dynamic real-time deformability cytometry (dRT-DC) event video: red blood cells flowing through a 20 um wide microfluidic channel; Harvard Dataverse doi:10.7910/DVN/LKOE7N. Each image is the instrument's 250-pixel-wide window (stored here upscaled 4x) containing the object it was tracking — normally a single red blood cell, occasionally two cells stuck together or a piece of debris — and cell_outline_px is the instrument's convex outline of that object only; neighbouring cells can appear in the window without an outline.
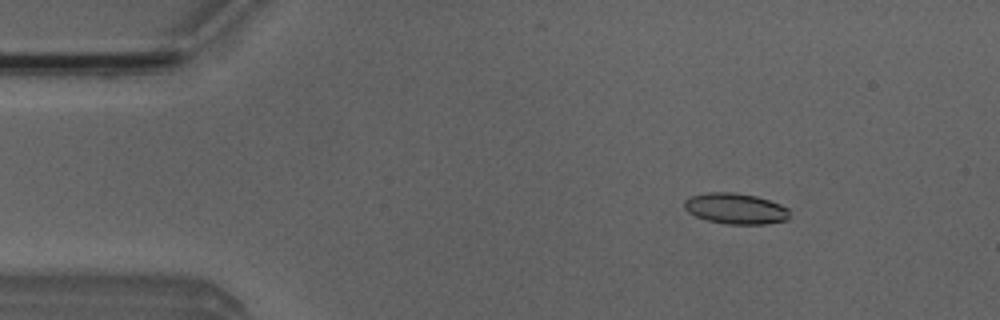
{"species": "Egyptian fruit bat (a non-hibernating species)", "species_latin": "Rousettus aegyptiacus", "temperature_condition": "room temperature", "stored_images_in_passage": 3, "camera_frame_rate_fps": 3000, "um_per_image_px": 0.085, "animal": {"sex": "male"}, "frame": {"image": 1, "passage_image": 2, "time_ms": 1.333, "image_size_px": [1000, 320], "cell_outline_px": [[788, 220], [764, 224], [728, 224], [708, 220], [696, 216], [688, 212], [684, 208], [684, 200], [692, 196], [708, 192], [736, 192], [756, 196], [780, 204], [788, 208]], "centroid_in_image_um": [62.52, 17.72], "position_along_channel_um": 22.5, "area_um2": 18.84}}